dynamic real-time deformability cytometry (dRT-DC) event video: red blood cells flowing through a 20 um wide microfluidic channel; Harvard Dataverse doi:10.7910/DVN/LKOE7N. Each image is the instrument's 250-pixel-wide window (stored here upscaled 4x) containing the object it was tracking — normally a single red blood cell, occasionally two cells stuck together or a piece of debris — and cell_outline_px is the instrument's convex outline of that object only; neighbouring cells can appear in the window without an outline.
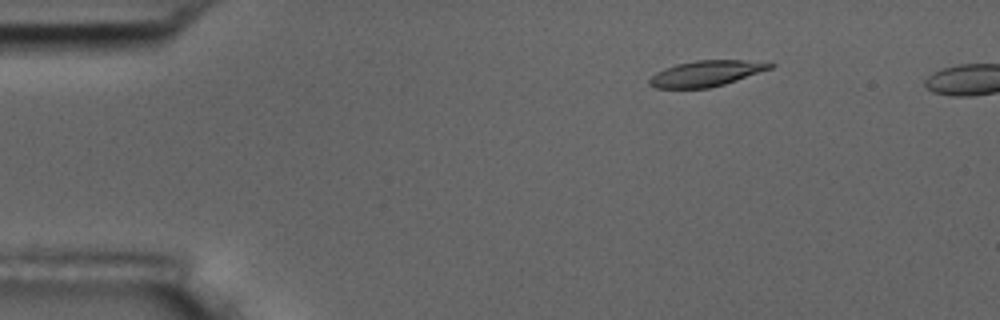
{"species": "common noctule bat (a hibernating species)", "species_latin": "Nyctalus noctula", "temperature_condition": "room temperature", "stored_images_in_passage": 50, "camera_frame_rate_fps": 3000, "um_per_image_px": 0.085, "animal": {"sex": "male", "body_mass_g": 17.5, "forearm_length_mm": 52.3}, "frame": {"image": 1, "passage_image": 6, "time_ms": 1.667, "image_size_px": [1000, 320], "cell_outline_px": [[776, 64], [772, 68], [724, 84], [708, 88], [656, 88], [648, 84], [648, 80], [656, 72], [664, 68], [676, 64], [696, 60], [772, 60]], "centroid_in_image_um": [60.09, 6.22], "position_along_channel_um": 24.9, "area_um2": 18.38}}
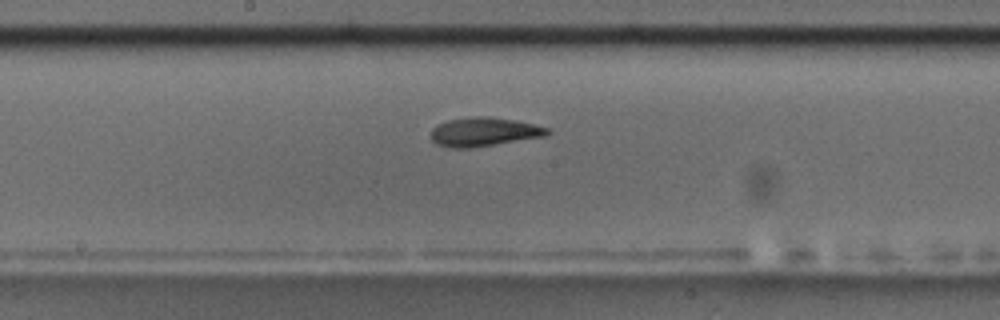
{"frame": {"image": 2, "passage_image": 27, "time_ms": 8.667, "image_size_px": [1000, 320], "cell_outline_px": [[552, 132], [544, 136], [468, 148], [452, 148], [436, 144], [432, 140], [432, 128], [436, 124], [448, 120], [472, 116], [488, 116], [516, 120], [548, 128]], "centroid_in_image_um": [41.1, 11.19], "position_along_channel_um": 207.1, "area_um2": 19.42}}
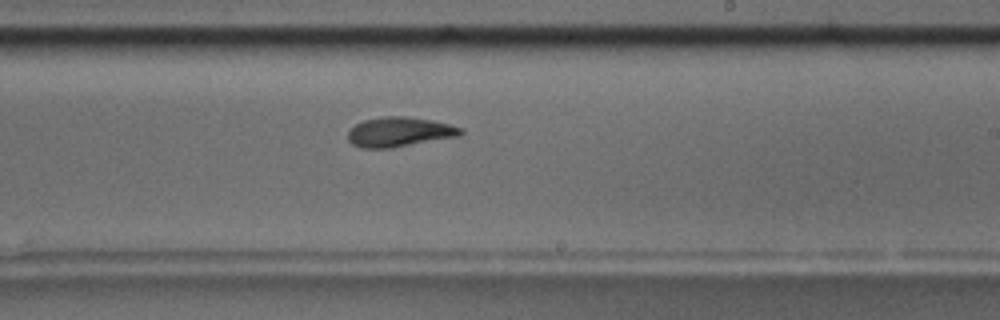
{"frame": {"image": 3, "passage_image": 31, "time_ms": 10.0, "image_size_px": [1000, 320], "cell_outline_px": [[464, 132], [460, 136], [392, 148], [360, 148], [352, 144], [348, 140], [348, 132], [356, 124], [364, 120], [384, 116], [404, 116], [432, 120], [464, 128]], "centroid_in_image_um": [33.97, 11.22], "position_along_channel_um": 255.0, "area_um2": 19.59}}